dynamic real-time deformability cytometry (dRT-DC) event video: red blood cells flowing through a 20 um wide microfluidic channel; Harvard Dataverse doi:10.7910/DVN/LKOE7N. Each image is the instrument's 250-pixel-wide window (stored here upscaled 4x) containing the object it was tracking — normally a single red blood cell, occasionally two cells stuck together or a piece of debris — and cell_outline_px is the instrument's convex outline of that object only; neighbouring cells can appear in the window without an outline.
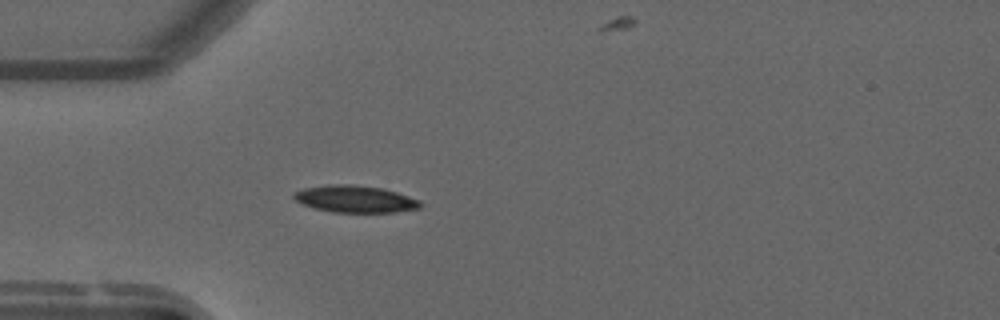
{"species": "common noctule bat (a hibernating species)", "species_latin": "Nyctalus noctula", "temperature_condition": "warm", "stored_images_in_passage": 17, "camera_frame_rate_fps": 3000, "um_per_image_px": 0.085, "animal": {"sex": "male", "forearm_length_mm": 52.5}, "frame": {"image": 1, "passage_image": 1, "time_ms": 0.0, "image_size_px": [1000, 320], "cell_outline_px": [[424, 204], [420, 208], [396, 212], [332, 212], [312, 208], [300, 204], [292, 196], [292, 192], [304, 188], [328, 184], [352, 184], [384, 188], [420, 200]], "centroid_in_image_um": [30.16, 16.91], "position_along_channel_um": 54.8, "area_um2": 20.23}}
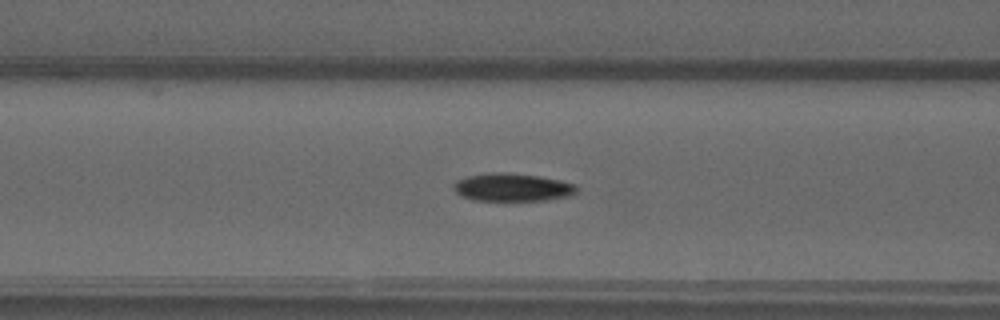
{"frame": {"image": 2, "passage_image": 7, "time_ms": 2.0, "image_size_px": [1000, 320], "cell_outline_px": [[576, 192], [572, 196], [544, 200], [476, 200], [460, 196], [452, 188], [452, 184], [456, 180], [468, 176], [492, 172], [504, 172], [540, 176], [560, 180], [576, 184]], "centroid_in_image_um": [43.54, 15.91], "position_along_channel_um": 123.1, "area_um2": 20.11}}
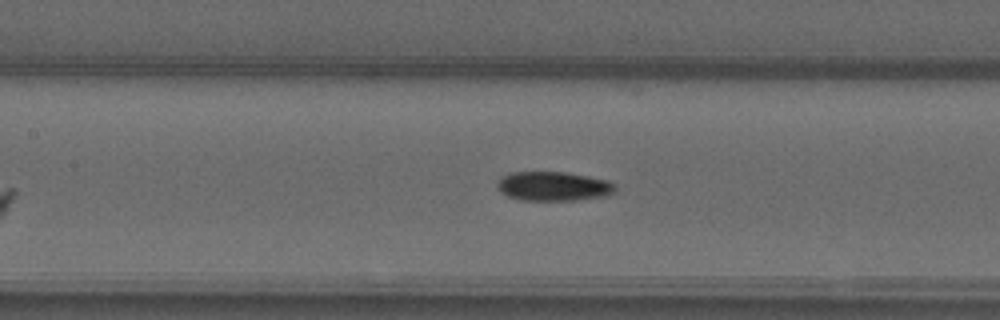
{"frame": {"image": 3, "passage_image": 10, "time_ms": 3.0, "image_size_px": [1000, 320], "cell_outline_px": [[616, 192], [604, 196], [576, 200], [520, 200], [508, 196], [500, 192], [496, 184], [496, 180], [500, 176], [508, 172], [568, 172], [608, 180], [616, 184]], "centroid_in_image_um": [47.01, 15.82], "position_along_channel_um": 160.4, "area_um2": 20.46}}